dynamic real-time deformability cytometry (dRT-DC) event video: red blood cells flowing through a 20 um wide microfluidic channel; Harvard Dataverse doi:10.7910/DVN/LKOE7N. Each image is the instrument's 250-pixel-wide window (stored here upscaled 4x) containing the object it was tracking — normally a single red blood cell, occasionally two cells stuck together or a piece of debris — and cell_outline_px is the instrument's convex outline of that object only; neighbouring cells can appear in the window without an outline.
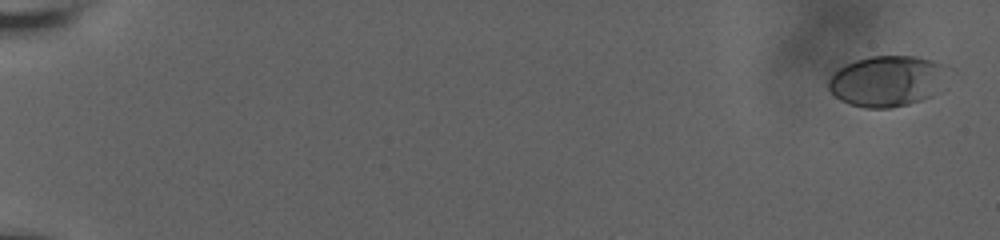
{"species": "human", "species_latin": "Homo sapiens", "temperature_condition": "room temperature", "stored_images_in_passage": 13, "camera_frame_rate_fps": 3000, "um_per_image_px": 0.085, "donor": {"sex": "male"}, "frame": {"image": 1, "passage_image": 1, "time_ms": 0.0, "image_size_px": [1000, 240], "cell_outline_px": [[944, 64], [932, 96], [908, 104], [892, 108], [864, 108], [848, 104], [840, 100], [828, 88], [828, 80], [840, 68], [856, 60], [868, 56], [916, 56], [932, 60]], "centroid_in_image_um": [75.29, 6.9], "position_along_channel_um": 9.7, "area_um2": 34.33}}
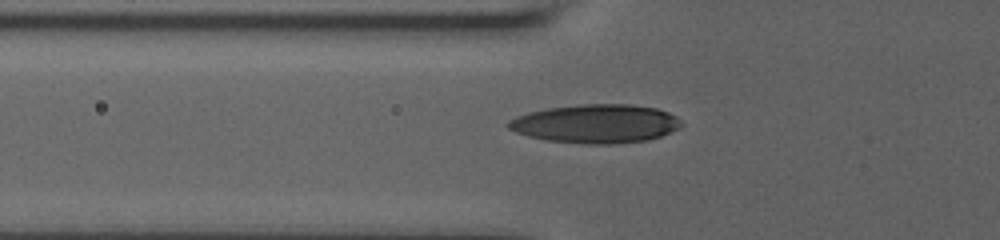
{"frame": {"image": 2, "passage_image": 11, "time_ms": 7.667, "image_size_px": [1000, 240], "cell_outline_px": [[684, 124], [680, 128], [660, 136], [648, 140], [608, 144], [588, 144], [544, 140], [528, 136], [516, 132], [508, 128], [504, 124], [508, 120], [516, 116], [528, 112], [548, 108], [580, 104], [632, 104], [656, 108], [668, 112], [676, 116]], "centroid_in_image_um": [50.63, 10.51], "position_along_channel_um": 75.2, "area_um2": 39.25}}
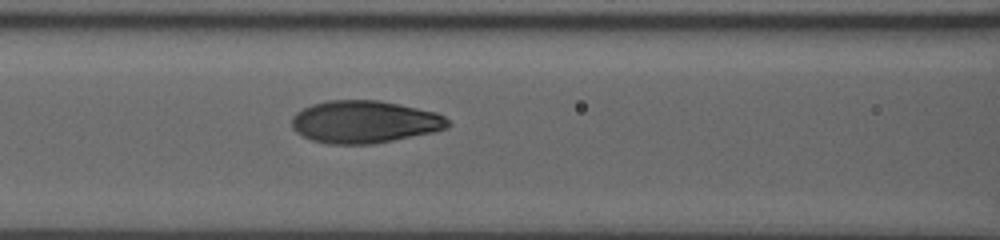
{"frame": {"image": 3, "passage_image": 13, "time_ms": 9.333, "image_size_px": [1000, 240], "cell_outline_px": [[452, 124], [448, 128], [432, 132], [372, 144], [328, 144], [312, 140], [296, 132], [292, 128], [292, 116], [296, 112], [312, 104], [328, 100], [380, 100], [436, 112], [444, 116]], "centroid_in_image_um": [30.98, 10.35], "position_along_channel_um": 135.6, "area_um2": 38.61}}